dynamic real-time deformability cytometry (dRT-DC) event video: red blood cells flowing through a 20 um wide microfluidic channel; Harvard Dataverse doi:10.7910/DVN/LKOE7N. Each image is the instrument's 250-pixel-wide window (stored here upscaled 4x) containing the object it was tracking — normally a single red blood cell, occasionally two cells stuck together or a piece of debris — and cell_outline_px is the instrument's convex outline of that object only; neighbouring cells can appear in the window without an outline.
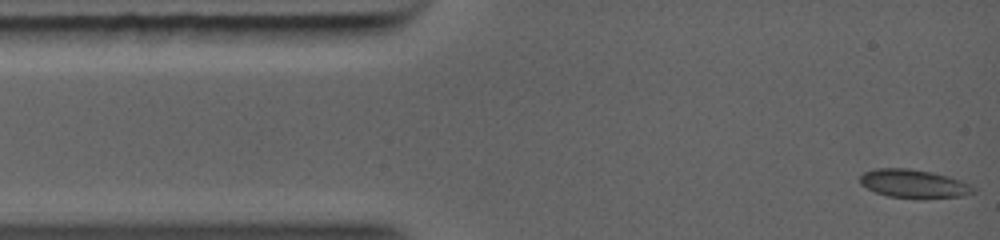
{"species": "common noctule bat (a hibernating species)", "species_latin": "Nyctalus noctula", "temperature_condition": "warm", "stored_images_in_passage": 8, "camera_frame_rate_fps": 5000, "um_per_image_px": 0.085, "animal": {"sex": "female", "body_mass_g": 19.0, "forearm_length_mm": 56.7}, "frame": {"image": 1, "passage_image": 1, "time_ms": 0.0, "image_size_px": [1000, 240], "cell_outline_px": [[964, 192], [956, 196], [896, 196], [880, 192], [868, 188], [860, 180], [860, 176], [868, 172], [884, 168], [900, 168], [928, 172], [952, 180]], "centroid_in_image_um": [77.32, 15.56], "position_along_channel_um": 7.7, "area_um2": 15.55}}
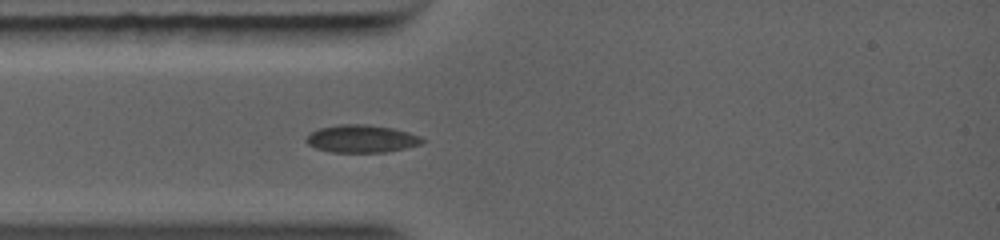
{"frame": {"image": 2, "passage_image": 5, "time_ms": 2.4, "image_size_px": [1000, 240], "cell_outline_px": [[424, 140], [416, 144], [400, 148], [380, 152], [336, 152], [320, 148], [312, 144], [308, 140], [308, 136], [312, 132], [320, 128], [340, 124], [360, 124], [388, 128], [404, 132], [416, 136]], "centroid_in_image_um": [30.67, 11.78], "position_along_channel_um": 54.3, "area_um2": 17.34}}
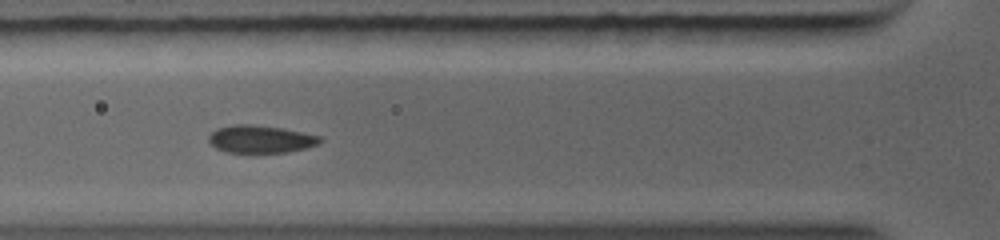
{"frame": {"image": 3, "passage_image": 7, "time_ms": 3.4, "image_size_px": [1000, 240], "cell_outline_px": [[320, 140], [312, 144], [300, 148], [280, 152], [232, 152], [220, 148], [212, 144], [212, 132], [220, 128], [232, 124], [252, 124], [280, 128], [316, 136]], "centroid_in_image_um": [22.07, 11.8], "position_along_channel_um": 103.7, "area_um2": 16.53}}